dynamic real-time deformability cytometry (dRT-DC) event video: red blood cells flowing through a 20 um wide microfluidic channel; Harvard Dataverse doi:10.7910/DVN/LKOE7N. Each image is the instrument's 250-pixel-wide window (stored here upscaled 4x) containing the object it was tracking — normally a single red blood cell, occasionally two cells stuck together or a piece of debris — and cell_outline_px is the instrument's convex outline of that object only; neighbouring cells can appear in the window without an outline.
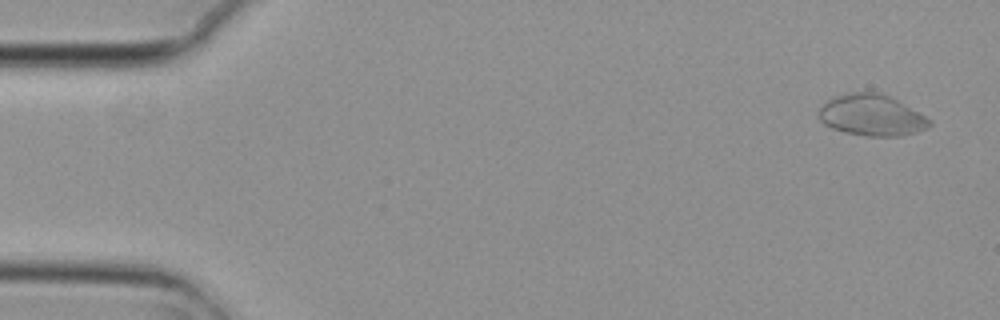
{"species": "common noctule bat (a hibernating species)", "species_latin": "Nyctalus noctula", "temperature_condition": "cold", "stored_images_in_passage": 4, "camera_frame_rate_fps": 3000, "um_per_image_px": 0.085, "animal": {"sex": "female", "body_mass_g": 29.2, "forearm_length_mm": 56.3}, "frame": {"image": 1, "passage_image": 1, "time_ms": 0.0, "image_size_px": [1000, 320], "cell_outline_px": [[932, 124], [928, 128], [916, 132], [900, 136], [864, 136], [844, 132], [832, 128], [824, 124], [820, 120], [820, 108], [828, 100], [836, 96], [848, 92], [876, 92], [888, 96], [896, 100], [932, 120]], "centroid_in_image_um": [74.09, 9.81], "position_along_channel_um": 10.9, "area_um2": 26.36}}
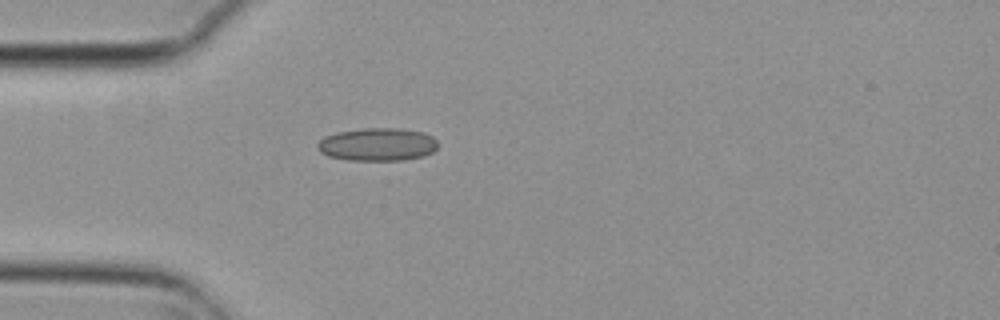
{"frame": {"image": 2, "passage_image": 4, "time_ms": 1.0, "image_size_px": [1000, 320], "cell_outline_px": [[436, 148], [432, 152], [424, 156], [404, 160], [344, 160], [328, 156], [320, 152], [316, 144], [324, 136], [336, 132], [364, 128], [400, 128], [424, 132], [432, 136], [436, 140]], "centroid_in_image_um": [32.06, 12.27], "position_along_channel_um": 52.9, "area_um2": 23.29}}